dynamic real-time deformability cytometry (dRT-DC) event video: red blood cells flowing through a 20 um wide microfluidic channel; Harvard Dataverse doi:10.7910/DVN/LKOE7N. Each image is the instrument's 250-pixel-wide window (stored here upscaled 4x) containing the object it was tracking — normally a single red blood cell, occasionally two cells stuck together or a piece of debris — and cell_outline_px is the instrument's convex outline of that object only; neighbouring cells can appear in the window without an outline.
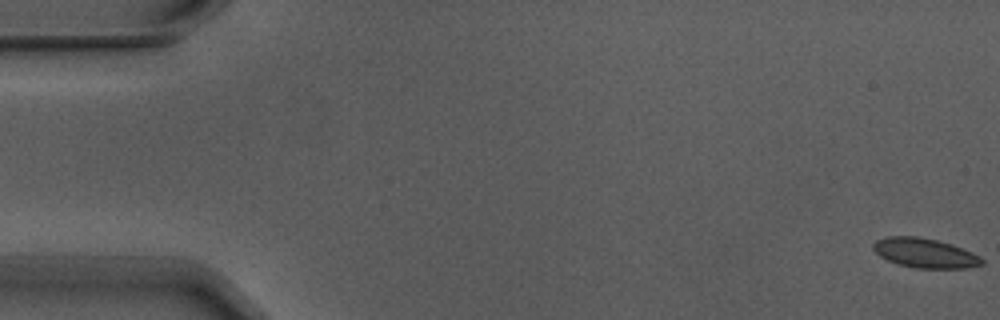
{"species": "Egyptian fruit bat (a non-hibernating species)", "species_latin": "Rousettus aegyptiacus", "temperature_condition": "warm", "stored_images_in_passage": 4, "segment_of_instrument_passage": [2, 2], "camera_frame_rate_fps": 3000, "um_per_image_px": 0.085, "animal": {"sex": "male"}, "frame": {"image": 1, "passage_image": 4, "time_ms": 1.0, "image_size_px": [1000, 320], "cell_outline_px": [[984, 264], [968, 268], [916, 268], [896, 264], [880, 256], [872, 248], [872, 244], [876, 240], [888, 236], [916, 236], [936, 240], [952, 244], [972, 252], [980, 256], [984, 260]], "centroid_in_image_um": [78.62, 21.51], "position_along_channel_um": 6.4, "area_um2": 18.79}}